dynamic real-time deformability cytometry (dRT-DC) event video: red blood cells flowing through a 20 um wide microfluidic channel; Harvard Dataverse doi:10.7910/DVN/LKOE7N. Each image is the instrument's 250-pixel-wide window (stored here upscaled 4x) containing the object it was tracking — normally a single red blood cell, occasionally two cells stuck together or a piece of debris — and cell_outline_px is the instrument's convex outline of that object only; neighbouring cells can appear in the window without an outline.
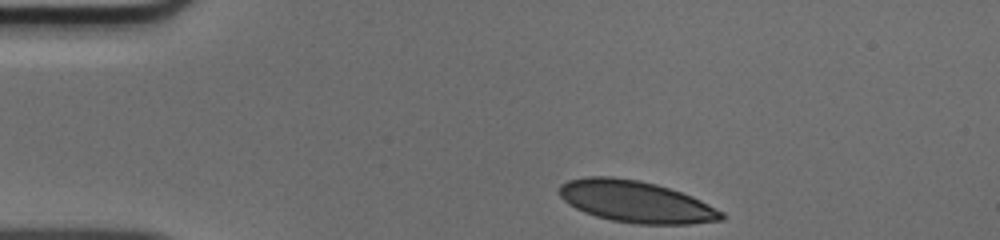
{"species": "human", "species_latin": "Homo sapiens", "temperature_condition": "cold", "stored_images_in_passage": 33, "camera_frame_rate_fps": 3000, "um_per_image_px": 0.085, "donor": {"sex": "male"}, "frame": {"image": 1, "passage_image": 1, "time_ms": 0.0, "image_size_px": [1000, 240], "cell_outline_px": [[724, 220], [692, 224], [640, 224], [612, 220], [596, 216], [584, 212], [568, 204], [560, 196], [560, 184], [568, 180], [588, 176], [612, 176], [640, 180], [656, 184], [692, 196], [724, 212]], "centroid_in_image_um": [54.06, 17.14], "position_along_channel_um": 30.9, "area_um2": 39.36}}
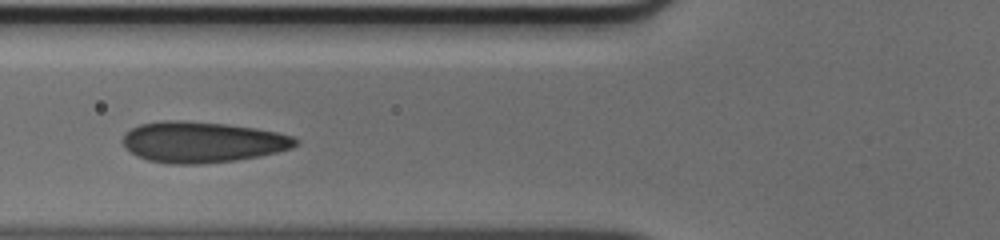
{"frame": {"image": 2, "passage_image": 11, "time_ms": 3.333, "image_size_px": [1000, 240], "cell_outline_px": [[300, 144], [292, 148], [260, 156], [236, 160], [200, 164], [168, 164], [148, 160], [136, 156], [124, 148], [120, 140], [124, 132], [140, 124], [164, 120], [180, 120], [228, 124], [256, 128], [276, 132], [292, 136], [300, 140]], "centroid_in_image_um": [17.16, 12.08], "position_along_channel_um": 108.6, "area_um2": 41.67}}
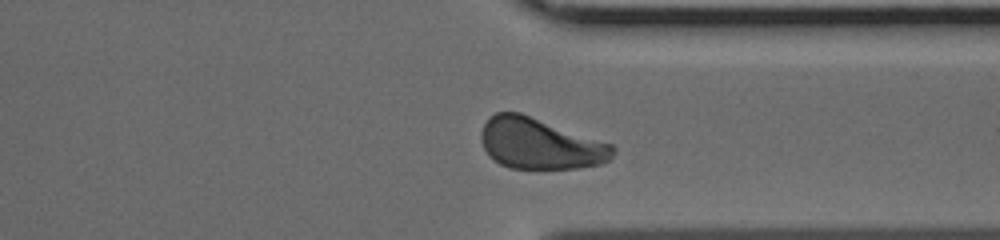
{"frame": {"image": 3, "passage_image": 30, "time_ms": 9.667, "image_size_px": [1000, 240], "cell_outline_px": [[616, 148], [612, 156], [608, 160], [600, 164], [580, 168], [508, 168], [500, 164], [488, 156], [480, 140], [480, 132], [488, 116], [496, 112], [520, 112], [612, 144]], "centroid_in_image_um": [45.86, 12.21], "position_along_channel_um": 365.5, "area_um2": 39.25}}